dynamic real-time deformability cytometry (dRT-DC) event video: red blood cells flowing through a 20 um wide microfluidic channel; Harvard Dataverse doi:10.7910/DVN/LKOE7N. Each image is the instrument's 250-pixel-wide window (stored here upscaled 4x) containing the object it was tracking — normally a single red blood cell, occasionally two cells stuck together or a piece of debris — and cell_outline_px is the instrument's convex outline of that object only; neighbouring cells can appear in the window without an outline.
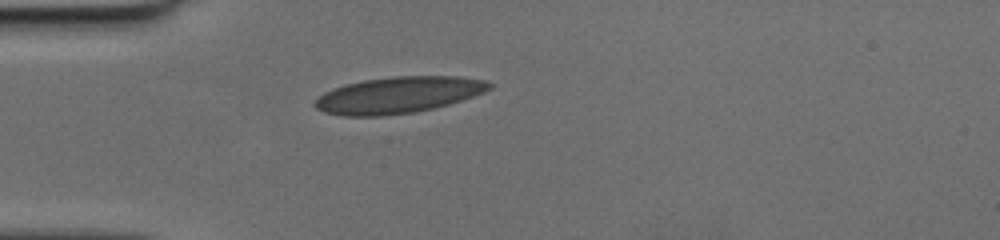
{"species": "human", "species_latin": "Homo sapiens", "temperature_condition": "cold", "stored_images_in_passage": 32, "camera_frame_rate_fps": 3000, "um_per_image_px": 0.085, "donor": {"sex": "female"}, "frame": {"image": 1, "passage_image": 1, "time_ms": 0.0, "image_size_px": [1000, 240], "cell_outline_px": [[492, 88], [484, 92], [448, 104], [432, 108], [412, 112], [380, 116], [344, 116], [324, 112], [316, 108], [312, 104], [324, 92], [332, 88], [364, 80], [392, 76], [456, 76], [484, 80], [492, 84]], "centroid_in_image_um": [33.83, 8.07], "position_along_channel_um": 51.2, "area_um2": 36.7}}
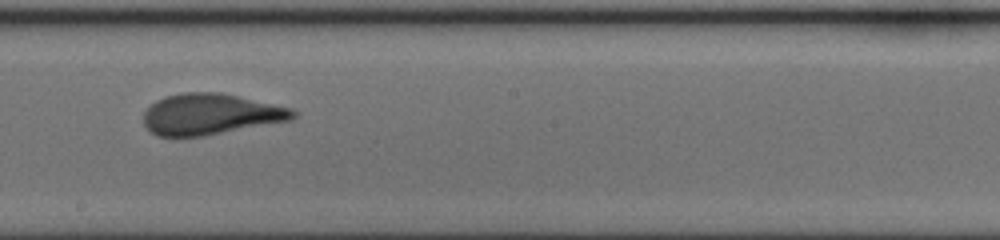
{"frame": {"image": 2, "passage_image": 15, "time_ms": 4.667, "image_size_px": [1000, 240], "cell_outline_px": [[296, 116], [292, 120], [204, 136], [156, 136], [144, 124], [144, 112], [156, 100], [164, 96], [184, 92], [220, 92], [292, 108], [296, 112]], "centroid_in_image_um": [17.9, 9.7], "position_along_channel_um": 230.3, "area_um2": 35.66}}
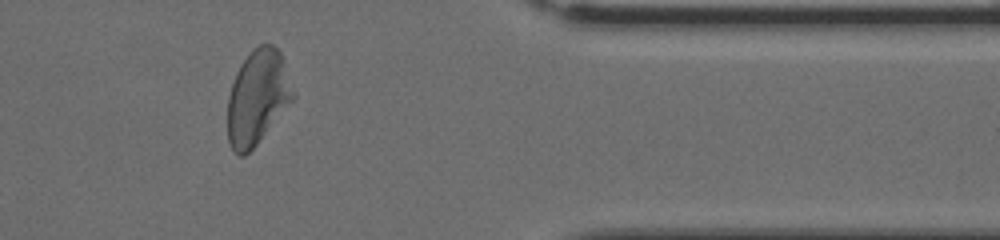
{"frame": {"image": 3, "passage_image": 28, "time_ms": 9.0, "image_size_px": [1000, 240], "cell_outline_px": [[296, 96], [256, 144], [244, 156], [240, 156], [232, 148], [228, 140], [228, 96], [236, 72], [240, 64], [252, 48], [260, 44], [272, 44], [280, 52]], "centroid_in_image_um": [21.88, 8.24], "position_along_channel_um": 389.5, "area_um2": 35.66}}